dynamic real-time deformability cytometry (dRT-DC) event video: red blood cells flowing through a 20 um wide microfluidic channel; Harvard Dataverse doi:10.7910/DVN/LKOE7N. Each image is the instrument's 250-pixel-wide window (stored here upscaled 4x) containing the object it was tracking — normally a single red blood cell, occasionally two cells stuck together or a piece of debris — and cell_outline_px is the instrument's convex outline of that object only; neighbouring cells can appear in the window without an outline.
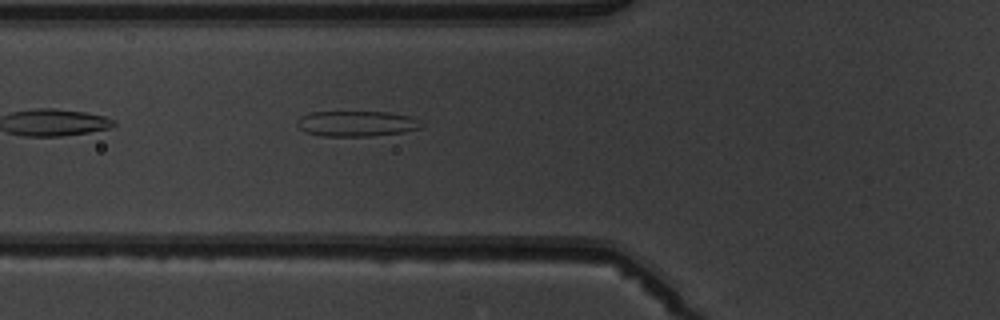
{"species": "common noctule bat (a hibernating species)", "species_latin": "Nyctalus noctula", "temperature_condition": "warm", "stored_images_in_passage": 6, "camera_frame_rate_fps": 3000, "um_per_image_px": 0.085, "animal": {"sex": "male", "body_mass_g": 19.5, "forearm_length_mm": 54.6}, "frame": {"image": 1, "passage_image": 6, "time_ms": 6.0, "image_size_px": [1000, 320], "cell_outline_px": [[424, 124], [420, 128], [400, 132], [368, 136], [320, 136], [304, 132], [296, 124], [296, 120], [300, 116], [312, 112], [388, 112], [412, 116]], "centroid_in_image_um": [30.27, 10.5], "position_along_channel_um": 95.5, "area_um2": 18.5}}